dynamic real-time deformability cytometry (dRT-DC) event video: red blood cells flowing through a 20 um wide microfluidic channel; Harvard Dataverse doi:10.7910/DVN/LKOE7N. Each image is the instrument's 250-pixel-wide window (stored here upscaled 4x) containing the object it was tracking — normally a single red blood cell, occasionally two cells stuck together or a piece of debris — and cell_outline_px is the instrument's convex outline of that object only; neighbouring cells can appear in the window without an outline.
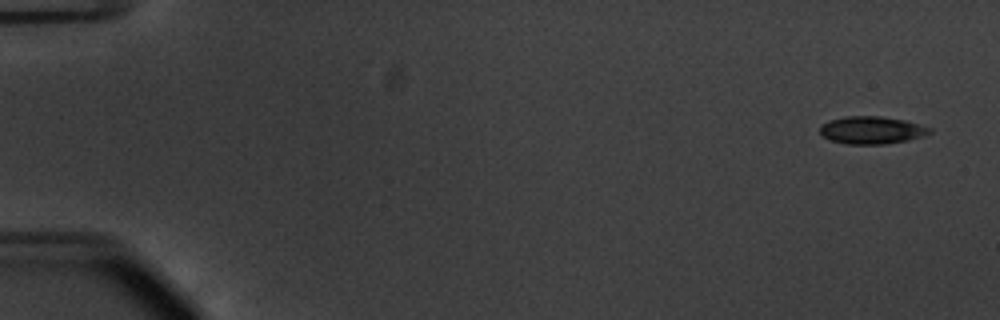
{"species": "common noctule bat (a hibernating species)", "species_latin": "Nyctalus noctula", "temperature_condition": "warm", "stored_images_in_passage": 54, "camera_frame_rate_fps": 3000, "um_per_image_px": 0.085, "animal": {"sex": "male", "body_mass_g": 20.1, "forearm_length_mm": 53.5}, "frame": {"image": 1, "passage_image": 3, "time_ms": 0.667, "image_size_px": [1000, 320], "cell_outline_px": [[932, 132], [924, 136], [908, 140], [884, 144], [848, 144], [832, 140], [824, 136], [820, 132], [820, 124], [844, 116], [880, 116], [904, 120], [932, 128]], "centroid_in_image_um": [74.12, 11.06], "position_along_channel_um": 10.9, "area_um2": 17.51}}
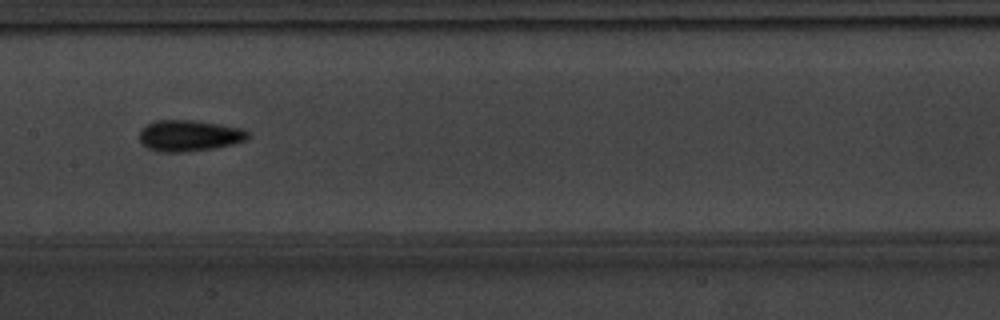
{"frame": {"image": 2, "passage_image": 29, "time_ms": 9.333, "image_size_px": [1000, 320], "cell_outline_px": [[252, 136], [248, 140], [216, 148], [184, 152], [160, 152], [148, 148], [140, 144], [140, 128], [152, 120], [196, 120], [220, 124], [240, 128], [248, 132]], "centroid_in_image_um": [16.07, 11.53], "position_along_channel_um": 191.3, "area_um2": 20.11}}
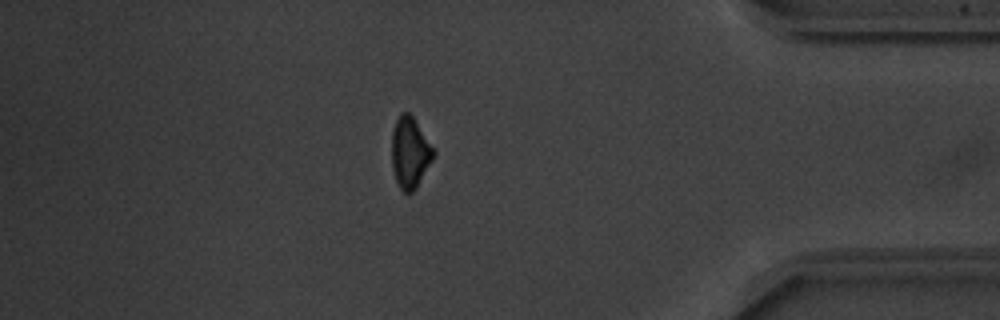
{"frame": {"image": 3, "passage_image": 48, "time_ms": 15.667, "image_size_px": [1000, 320], "cell_outline_px": [[436, 152], [432, 160], [416, 188], [412, 192], [404, 192], [400, 188], [396, 180], [392, 168], [392, 132], [396, 120], [400, 112], [408, 112], [412, 116]], "centroid_in_image_um": [34.83, 12.96], "position_along_channel_um": 400.4, "area_um2": 17.05}}